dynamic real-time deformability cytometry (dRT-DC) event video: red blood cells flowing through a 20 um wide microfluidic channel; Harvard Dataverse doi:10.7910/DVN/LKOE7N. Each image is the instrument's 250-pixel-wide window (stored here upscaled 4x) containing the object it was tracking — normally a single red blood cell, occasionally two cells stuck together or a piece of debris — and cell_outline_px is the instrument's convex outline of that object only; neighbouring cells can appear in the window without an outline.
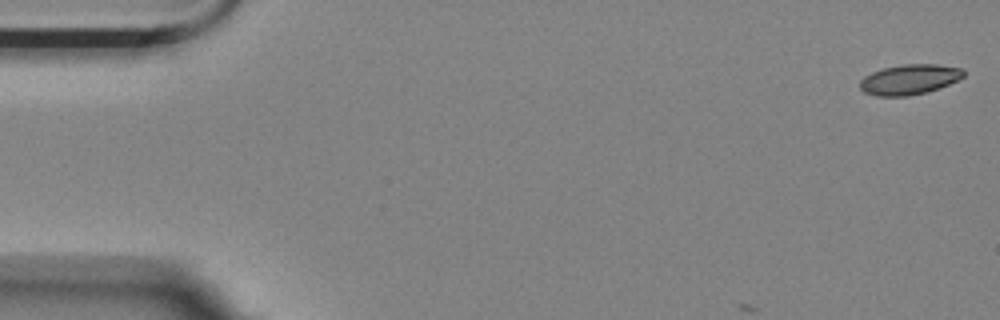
{"species": "Egyptian fruit bat (a non-hibernating species)", "species_latin": "Rousettus aegyptiacus", "temperature_condition": "room temperature", "stored_images_in_passage": 7, "camera_frame_rate_fps": 3000, "um_per_image_px": 0.085, "animal": {"sex": "female"}, "frame": {"image": 1, "passage_image": 1, "time_ms": 0.0, "image_size_px": [1000, 320], "cell_outline_px": [[964, 76], [948, 84], [928, 92], [908, 96], [876, 96], [864, 92], [860, 88], [860, 80], [864, 76], [872, 72], [884, 68], [904, 64], [936, 64], [964, 68]], "centroid_in_image_um": [77.3, 6.75], "position_along_channel_um": 7.7, "area_um2": 18.21}}